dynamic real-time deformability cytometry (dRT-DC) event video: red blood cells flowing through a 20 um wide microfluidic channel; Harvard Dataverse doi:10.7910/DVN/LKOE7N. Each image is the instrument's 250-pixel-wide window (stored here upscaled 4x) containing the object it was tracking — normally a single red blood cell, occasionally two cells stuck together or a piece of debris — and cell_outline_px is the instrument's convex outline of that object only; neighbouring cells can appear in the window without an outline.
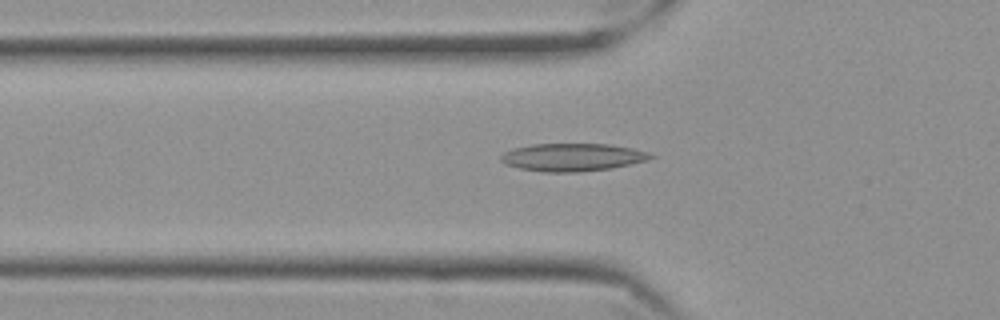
{"species": "Egyptian fruit bat (a non-hibernating species)", "species_latin": "Rousettus aegyptiacus", "temperature_condition": "cold", "stored_images_in_passage": 52, "camera_frame_rate_fps": 3000, "um_per_image_px": 0.085, "frame": {"image": 1, "passage_image": 20, "time_ms": 6.333, "image_size_px": [1000, 320], "cell_outline_px": [[656, 156], [648, 160], [612, 168], [580, 172], [544, 172], [520, 168], [504, 164], [500, 160], [500, 156], [504, 152], [512, 148], [532, 144], [608, 144], [632, 148], [648, 152]], "centroid_in_image_um": [48.65, 13.36], "position_along_channel_um": 77.2, "area_um2": 24.33}}
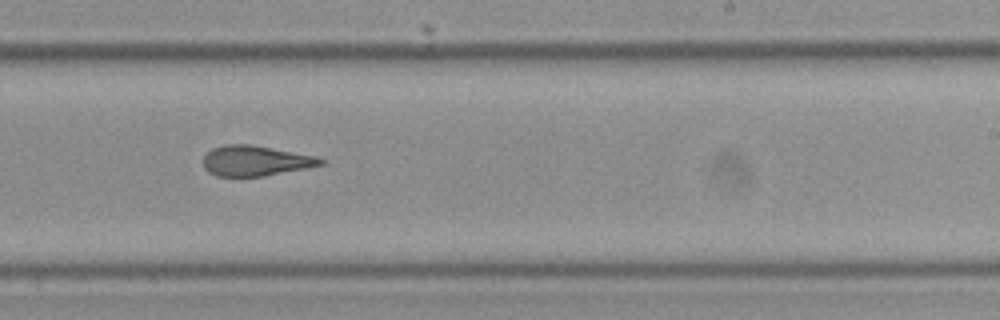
{"frame": {"image": 2, "passage_image": 36, "time_ms": 11.667, "image_size_px": [1000, 320], "cell_outline_px": [[328, 160], [324, 164], [264, 176], [216, 176], [208, 172], [204, 168], [204, 156], [212, 148], [224, 144], [252, 144], [316, 156]], "centroid_in_image_um": [21.72, 13.65], "position_along_channel_um": 267.3, "area_um2": 20.75}}
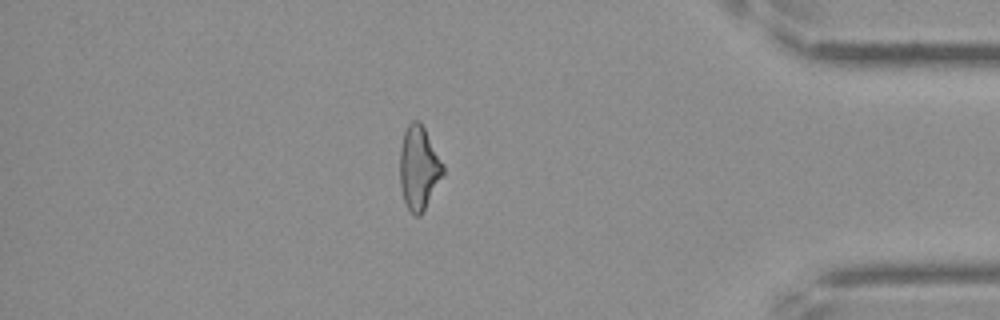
{"frame": {"image": 3, "passage_image": 50, "time_ms": 16.333, "image_size_px": [1000, 320], "cell_outline_px": [[444, 172], [424, 212], [420, 216], [416, 216], [408, 208], [404, 200], [400, 188], [400, 148], [404, 132], [408, 124], [412, 120], [420, 120], [444, 164]], "centroid_in_image_um": [35.6, 14.26], "position_along_channel_um": 399.6, "area_um2": 21.1}}